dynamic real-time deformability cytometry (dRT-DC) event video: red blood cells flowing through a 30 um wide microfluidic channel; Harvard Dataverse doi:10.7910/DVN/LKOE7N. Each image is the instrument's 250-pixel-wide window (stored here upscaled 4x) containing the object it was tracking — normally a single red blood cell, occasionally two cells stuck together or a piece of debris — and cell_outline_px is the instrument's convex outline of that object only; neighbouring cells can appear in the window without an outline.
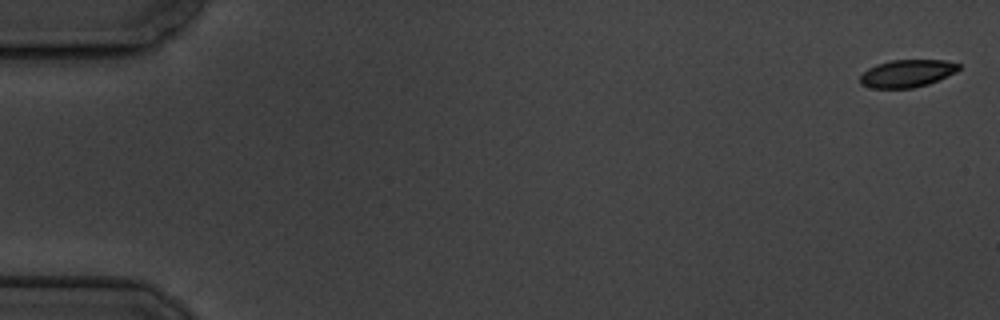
{"species": "common noctule bat (a hibernating species)", "species_latin": "Nyctalus noctula", "temperature_condition": "cold", "stored_images_in_passage": 6, "camera_frame_rate_fps": 3000, "um_per_image_px": 0.085, "animal": {"sex": "male", "body_mass_g": 19.5, "forearm_length_mm": 54.6}, "frame": {"image": 1, "passage_image": 1, "time_ms": 0.0, "image_size_px": [1000, 320], "cell_outline_px": [[960, 68], [956, 72], [928, 84], [912, 88], [872, 88], [860, 84], [860, 76], [868, 68], [876, 64], [892, 60], [944, 60], [960, 64]], "centroid_in_image_um": [77.09, 6.24], "position_along_channel_um": 7.9, "area_um2": 15.78}}